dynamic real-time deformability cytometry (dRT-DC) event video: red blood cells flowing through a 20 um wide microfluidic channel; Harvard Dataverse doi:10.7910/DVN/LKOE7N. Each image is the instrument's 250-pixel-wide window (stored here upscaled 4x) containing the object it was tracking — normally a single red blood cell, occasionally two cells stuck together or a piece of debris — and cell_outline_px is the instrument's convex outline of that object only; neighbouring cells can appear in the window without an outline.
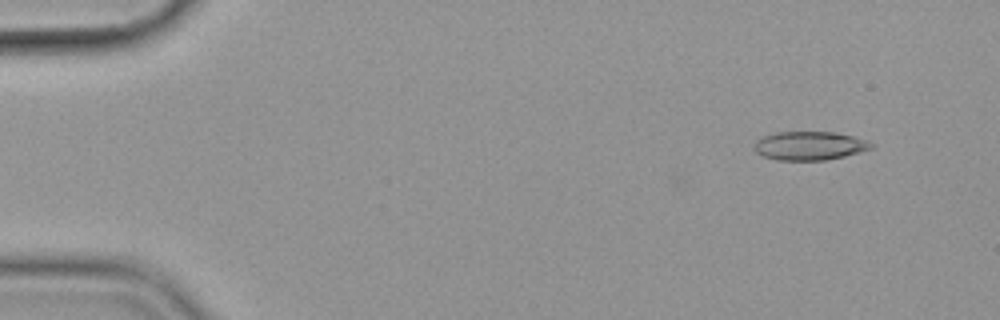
{"species": "common noctule bat (a hibernating species)", "species_latin": "Nyctalus noctula", "temperature_condition": "cold", "stored_images_in_passage": 56, "camera_frame_rate_fps": 3000, "um_per_image_px": 0.085, "animal": {"sex": "female", "body_mass_g": 19.9}, "frame": {"image": 1, "passage_image": 5, "time_ms": 1.333, "image_size_px": [1000, 320], "cell_outline_px": [[876, 144], [872, 148], [860, 152], [844, 156], [824, 160], [776, 160], [764, 156], [756, 152], [752, 144], [760, 136], [776, 132], [836, 132], [868, 140]], "centroid_in_image_um": [68.8, 12.38], "position_along_channel_um": 16.2, "area_um2": 19.77}}
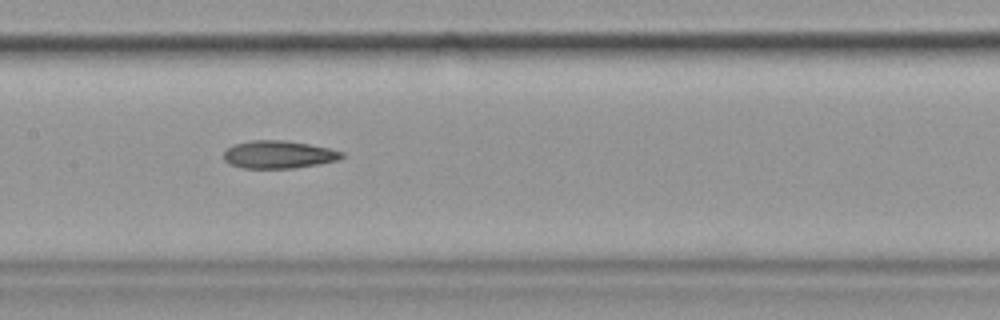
{"frame": {"image": 2, "passage_image": 28, "time_ms": 9.0, "image_size_px": [1000, 320], "cell_outline_px": [[344, 156], [336, 160], [320, 164], [292, 168], [244, 168], [228, 164], [224, 160], [224, 152], [228, 148], [236, 144], [252, 140], [284, 140], [308, 144], [328, 148], [344, 152]], "centroid_in_image_um": [23.67, 13.14], "position_along_channel_um": 183.7, "area_um2": 18.96}}
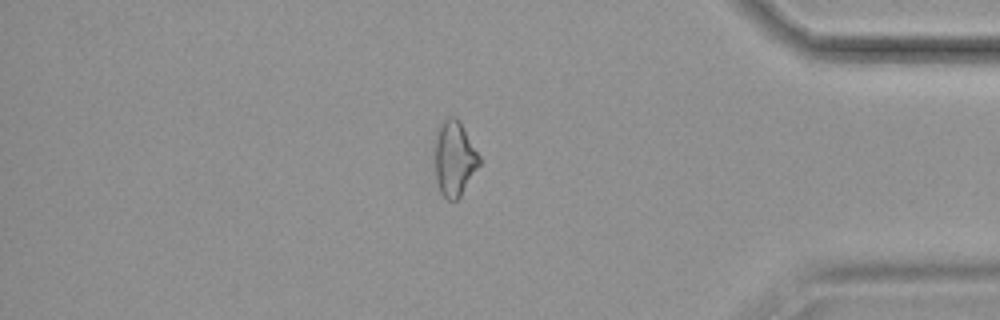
{"frame": {"image": 3, "passage_image": 48, "time_ms": 15.667, "image_size_px": [1000, 320], "cell_outline_px": [[480, 164], [460, 196], [456, 200], [448, 200], [440, 192], [436, 180], [432, 152], [432, 144], [436, 128], [448, 116], [456, 116], [460, 120], [480, 156]], "centroid_in_image_um": [38.56, 13.41], "position_along_channel_um": 396.6, "area_um2": 20.23}, "authors_computed_cell_mechanics": {"area_um2": 19.941, "velocity_mm_per_s": 3.6105, "shape_relaxation_time_tau1_ms": 9.8538, "shape_relaxation_time_tau2_ms": null, "deformation_change_tau1": 0.1852, "deformation_change_tau2": null}}